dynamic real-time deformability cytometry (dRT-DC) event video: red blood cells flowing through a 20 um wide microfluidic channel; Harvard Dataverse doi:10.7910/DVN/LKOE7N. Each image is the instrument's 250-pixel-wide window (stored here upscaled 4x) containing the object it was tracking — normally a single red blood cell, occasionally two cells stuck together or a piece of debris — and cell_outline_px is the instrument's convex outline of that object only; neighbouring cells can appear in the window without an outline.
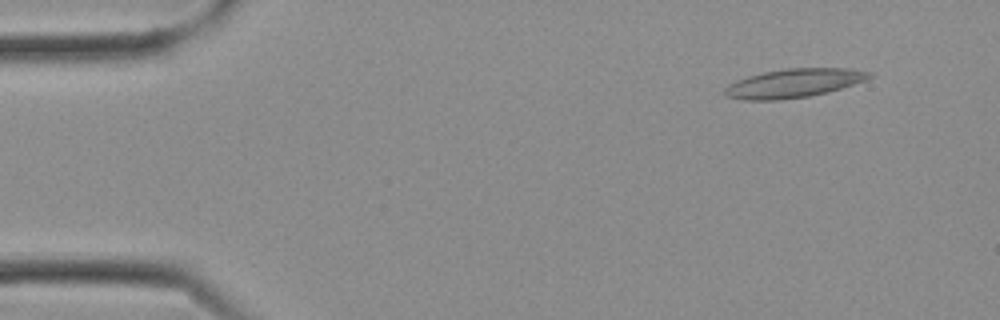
{"species": "Egyptian fruit bat (a non-hibernating species)", "species_latin": "Rousettus aegyptiacus", "temperature_condition": "cold", "stored_images_in_passage": 8, "camera_frame_rate_fps": 3000, "um_per_image_px": 0.085, "frame": {"image": 1, "passage_image": 3, "time_ms": 0.667, "image_size_px": [1000, 320], "cell_outline_px": [[872, 76], [864, 80], [828, 92], [808, 96], [780, 100], [744, 100], [724, 96], [724, 88], [728, 84], [736, 80], [748, 76], [764, 72], [784, 68], [848, 68], [872, 72]], "centroid_in_image_um": [67.42, 7.07], "position_along_channel_um": 17.6, "area_um2": 24.22}}